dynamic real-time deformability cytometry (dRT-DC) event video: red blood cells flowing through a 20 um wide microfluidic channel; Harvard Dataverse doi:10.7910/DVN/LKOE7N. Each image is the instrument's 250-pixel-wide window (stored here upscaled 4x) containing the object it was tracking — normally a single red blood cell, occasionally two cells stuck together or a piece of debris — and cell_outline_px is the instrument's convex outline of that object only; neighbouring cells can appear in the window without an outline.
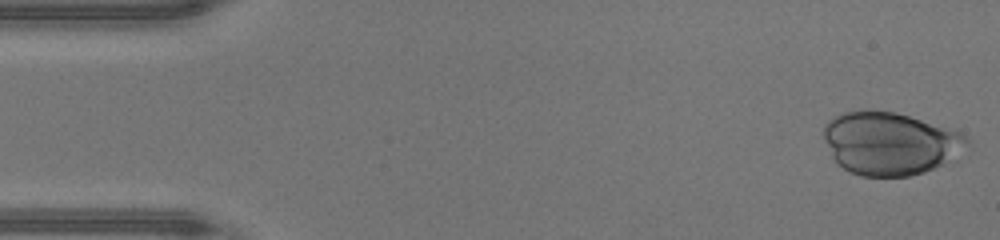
{"species": "human", "species_latin": "Homo sapiens", "temperature_condition": "warm", "stored_images_in_passage": 39, "camera_frame_rate_fps": 3000, "um_per_image_px": 0.085, "donor": {"sex": "male"}, "frame": {"image": 1, "passage_image": 1, "time_ms": 0.0, "image_size_px": [1000, 240], "cell_outline_px": [[968, 144], [940, 164], [924, 172], [908, 176], [860, 176], [848, 172], [836, 164], [832, 156], [824, 136], [824, 124], [832, 116], [844, 112], [896, 112], [960, 132], [968, 136]], "centroid_in_image_um": [75.57, 12.2], "position_along_channel_um": 9.4, "area_um2": 51.38}}
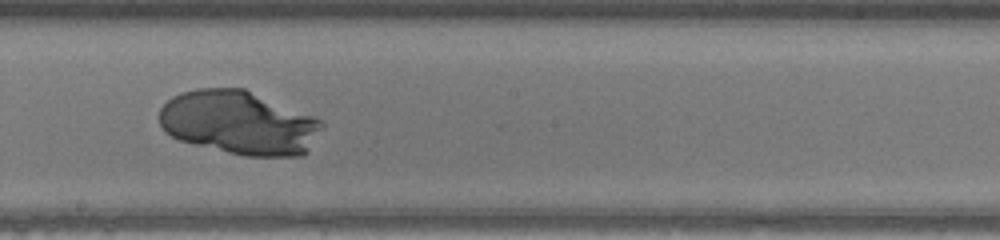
{"frame": {"image": 2, "passage_image": 25, "time_ms": 8.0, "image_size_px": [1000, 240], "cell_outline_px": [[324, 128], [308, 152], [304, 156], [244, 156], [180, 140], [164, 132], [160, 124], [160, 108], [172, 96], [180, 92], [196, 88], [244, 88], [316, 116], [324, 124]], "centroid_in_image_um": [20.37, 10.42], "position_along_channel_um": 227.8, "area_um2": 60.92}}
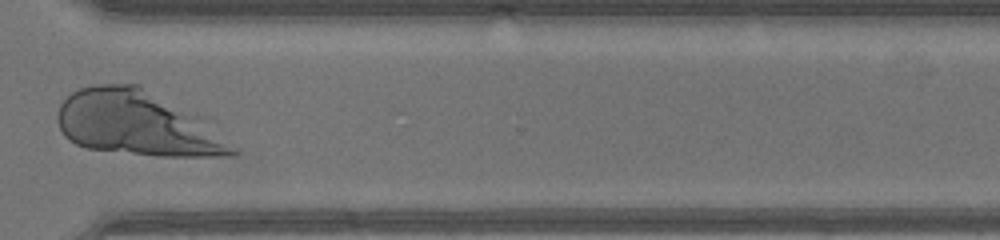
{"frame": {"image": 3, "passage_image": 34, "time_ms": 11.0, "image_size_px": [1000, 240], "cell_outline_px": [[240, 152], [236, 156], [156, 156], [88, 148], [76, 144], [68, 140], [64, 136], [56, 120], [56, 116], [60, 104], [72, 92], [80, 88], [96, 84], [140, 84], [236, 148]], "centroid_in_image_um": [11.46, 10.52], "position_along_channel_um": 359.1, "area_um2": 63.23}}